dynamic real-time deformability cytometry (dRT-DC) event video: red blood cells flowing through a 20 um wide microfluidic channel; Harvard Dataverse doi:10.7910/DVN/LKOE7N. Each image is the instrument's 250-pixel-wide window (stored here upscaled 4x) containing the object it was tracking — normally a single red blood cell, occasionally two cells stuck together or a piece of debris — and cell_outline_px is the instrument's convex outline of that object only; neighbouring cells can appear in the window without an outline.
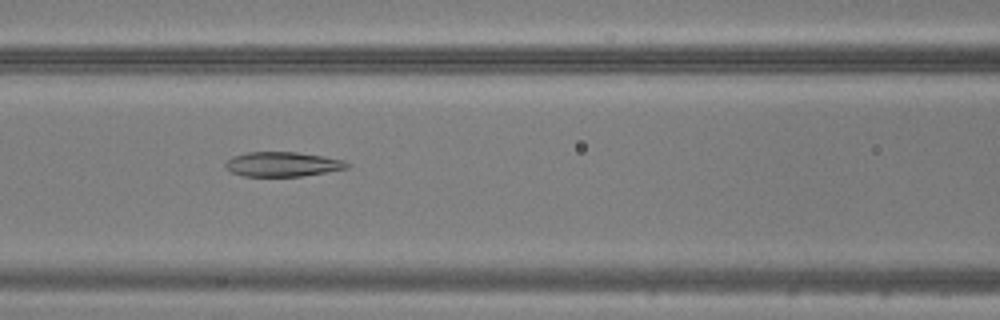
{"species": "common noctule bat (a hibernating species)", "species_latin": "Nyctalus noctula", "temperature_condition": "warm", "stored_images_in_passage": 50, "camera_frame_rate_fps": 3000, "um_per_image_px": 0.085, "animal": {"sex": "male", "body_mass_g": 20.5, "forearm_length_mm": 52.5}, "frame": {"image": 1, "passage_image": 22, "time_ms": 7.0, "image_size_px": [1000, 320], "cell_outline_px": [[352, 164], [348, 168], [300, 176], [244, 176], [232, 172], [224, 164], [232, 156], [248, 152], [296, 152], [324, 156], [344, 160]], "centroid_in_image_um": [24.05, 13.95], "position_along_channel_um": 142.6, "area_um2": 17.34}}
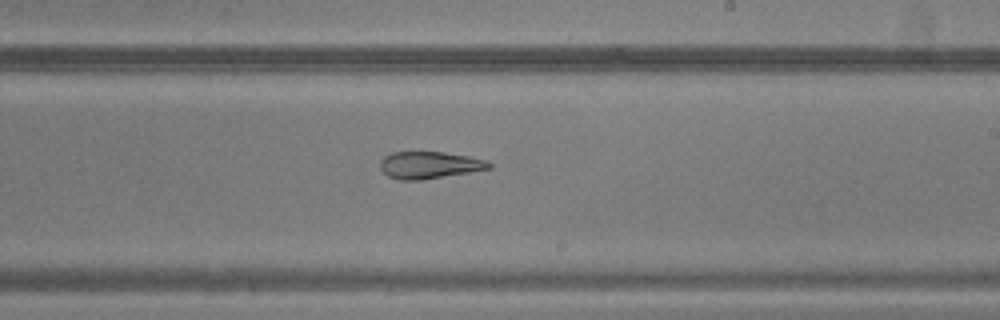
{"frame": {"image": 2, "passage_image": 30, "time_ms": 9.667, "image_size_px": [1000, 320], "cell_outline_px": [[492, 168], [420, 180], [400, 180], [388, 176], [380, 168], [380, 160], [384, 156], [392, 152], [444, 152], [468, 156], [484, 160], [492, 164]], "centroid_in_image_um": [36.46, 14.02], "position_along_channel_um": 252.5, "area_um2": 16.99}}
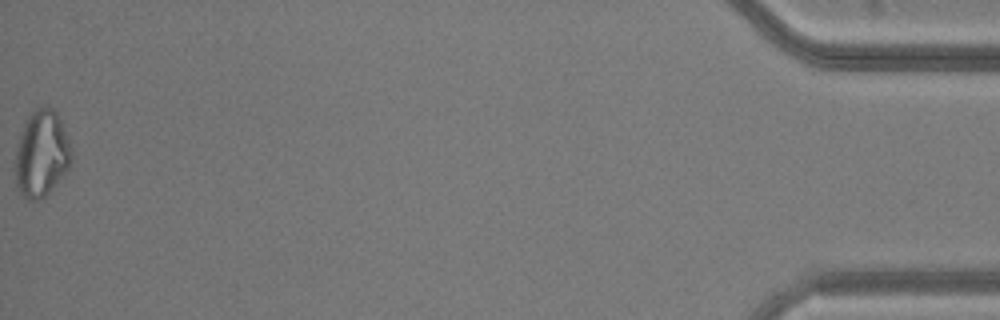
{"frame": {"image": 3, "passage_image": 50, "time_ms": 16.333, "image_size_px": [1000, 320], "cell_outline_px": [[72, 160], [68, 168], [48, 192], [40, 200], [28, 200], [20, 192], [16, 184], [12, 168], [16, 148], [20, 132], [24, 124], [32, 112], [36, 108], [48, 104], [56, 112], [60, 120], [68, 140], [72, 152]], "centroid_in_image_um": [3.48, 13.06], "position_along_channel_um": 431.7, "area_um2": 28.44}}